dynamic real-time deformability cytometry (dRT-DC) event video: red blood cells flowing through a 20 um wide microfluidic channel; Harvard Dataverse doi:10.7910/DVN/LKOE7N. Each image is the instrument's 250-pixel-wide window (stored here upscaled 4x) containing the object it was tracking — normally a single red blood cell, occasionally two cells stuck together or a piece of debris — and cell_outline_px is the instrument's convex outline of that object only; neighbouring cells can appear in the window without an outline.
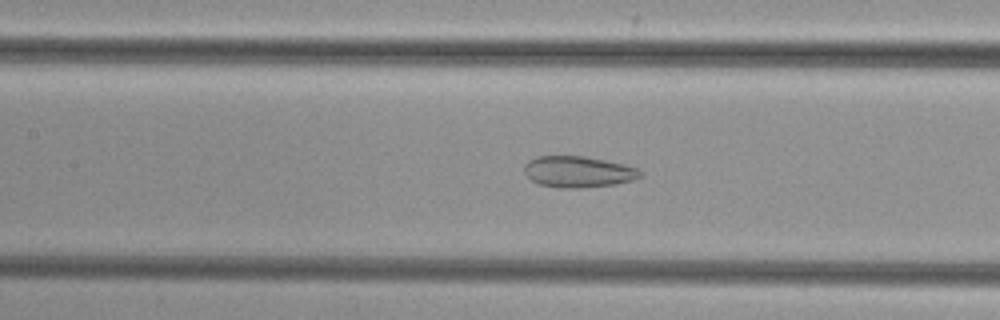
{"species": "common noctule bat (a hibernating species)", "species_latin": "Nyctalus noctula", "temperature_condition": "cold", "stored_images_in_passage": 40, "camera_frame_rate_fps": 3000, "um_per_image_px": 0.085, "animal": {"sex": "female", "body_mass_g": 29.2, "forearm_length_mm": 56.3}, "frame": {"image": 1, "passage_image": 12, "time_ms": 3.667, "image_size_px": [1000, 320], "cell_outline_px": [[640, 176], [632, 180], [616, 184], [580, 188], [560, 188], [536, 184], [524, 172], [524, 164], [528, 160], [536, 156], [584, 156], [624, 164], [636, 168], [640, 172]], "centroid_in_image_um": [49.09, 14.6], "position_along_channel_um": 158.3, "area_um2": 21.1}}
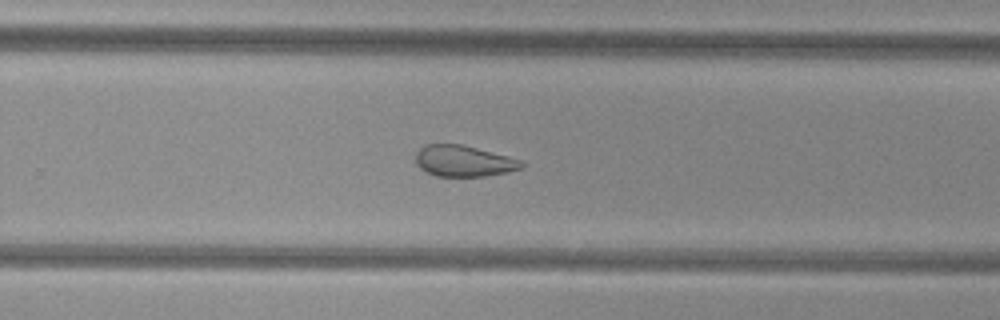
{"frame": {"image": 2, "passage_image": 22, "time_ms": 7.0, "image_size_px": [1000, 320], "cell_outline_px": [[524, 164], [520, 168], [508, 172], [484, 176], [436, 176], [424, 172], [416, 164], [416, 152], [424, 144], [460, 144], [524, 160]], "centroid_in_image_um": [39.39, 13.69], "position_along_channel_um": 290.4, "area_um2": 19.25}}
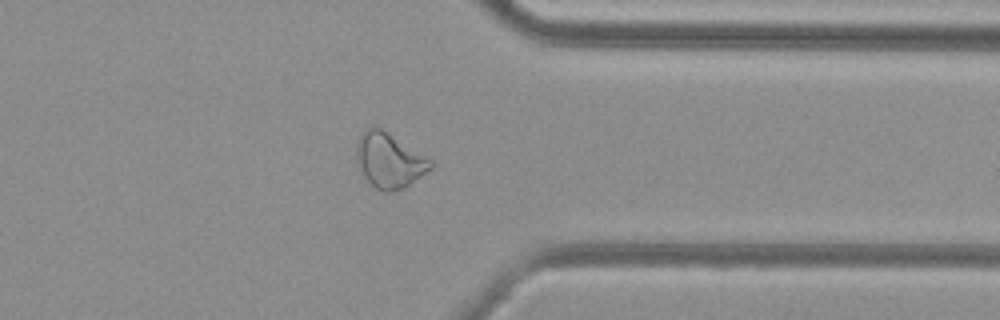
{"frame": {"image": 3, "passage_image": 29, "time_ms": 9.333, "image_size_px": [1000, 320], "cell_outline_px": [[436, 164], [432, 168], [404, 188], [392, 192], [384, 192], [376, 188], [364, 176], [356, 160], [356, 148], [360, 132], [372, 124], [380, 128], [432, 160]], "centroid_in_image_um": [33.07, 13.63], "position_along_channel_um": 378.3, "area_um2": 23.64}}